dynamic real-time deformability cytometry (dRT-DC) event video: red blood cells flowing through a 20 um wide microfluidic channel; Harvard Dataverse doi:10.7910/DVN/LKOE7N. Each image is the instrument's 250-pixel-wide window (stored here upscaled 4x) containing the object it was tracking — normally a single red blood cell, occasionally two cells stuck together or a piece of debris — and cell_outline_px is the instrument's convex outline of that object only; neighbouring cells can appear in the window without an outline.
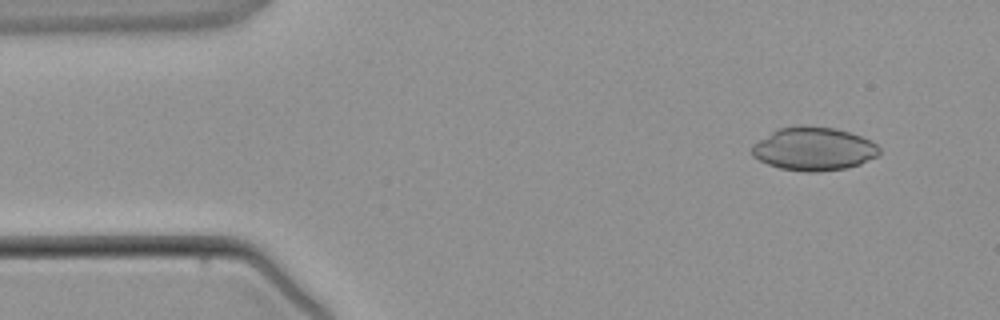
{"species": "common noctule bat (a hibernating species)", "species_latin": "Nyctalus noctula", "temperature_condition": "warm", "stored_images_in_passage": 3, "camera_frame_rate_fps": 3000, "um_per_image_px": 0.085, "animal": {"sex": "male", "body_mass_g": 21.5, "forearm_length_mm": 52.0}, "frame": {"image": 1, "passage_image": 1, "time_ms": 0.0, "image_size_px": [1000, 320], "cell_outline_px": [[880, 152], [876, 156], [860, 164], [844, 168], [820, 172], [804, 172], [780, 168], [768, 164], [752, 156], [752, 144], [772, 132], [780, 128], [804, 124], [836, 128], [872, 140], [880, 148]], "centroid_in_image_um": [69.17, 12.65], "position_along_channel_um": 15.8, "area_um2": 32.25}}